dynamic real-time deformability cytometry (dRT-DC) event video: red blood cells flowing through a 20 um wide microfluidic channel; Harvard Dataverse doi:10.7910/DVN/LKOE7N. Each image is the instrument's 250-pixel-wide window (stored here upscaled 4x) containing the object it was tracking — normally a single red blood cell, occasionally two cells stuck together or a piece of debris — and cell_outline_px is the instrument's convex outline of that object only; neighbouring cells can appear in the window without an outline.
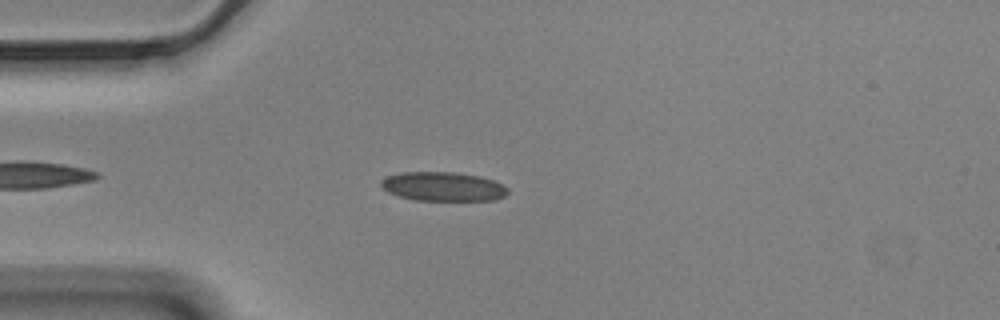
{"species": "Egyptian fruit bat (a non-hibernating species)", "species_latin": "Rousettus aegyptiacus", "temperature_condition": "cold", "stored_images_in_passage": 33, "camera_frame_rate_fps": 3000, "um_per_image_px": 0.085, "animal": {"sex": "male"}, "frame": {"image": 1, "passage_image": 7, "time_ms": 2.0, "image_size_px": [1000, 320], "cell_outline_px": [[508, 192], [504, 196], [492, 200], [416, 200], [400, 196], [388, 192], [380, 184], [380, 180], [388, 176], [400, 172], [456, 172], [480, 176], [492, 180], [508, 188]], "centroid_in_image_um": [37.64, 15.84], "position_along_channel_um": 47.4, "area_um2": 21.33}}
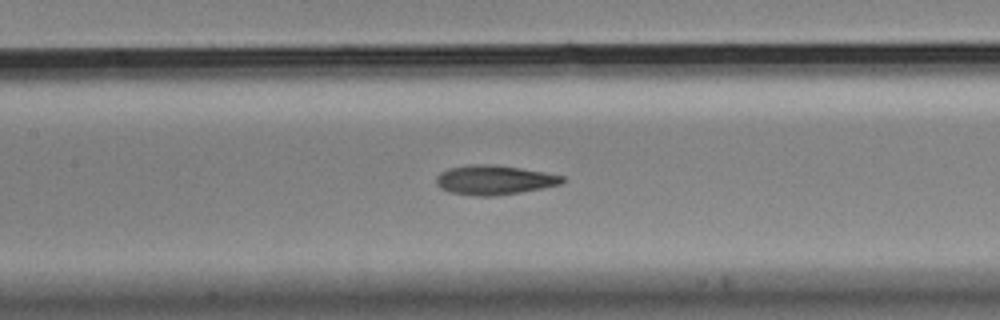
{"frame": {"image": 2, "passage_image": 14, "time_ms": 4.333, "image_size_px": [1000, 320], "cell_outline_px": [[568, 180], [560, 184], [520, 192], [496, 196], [476, 196], [448, 192], [440, 188], [436, 184], [436, 176], [440, 172], [448, 168], [468, 164], [496, 164], [544, 172], [564, 176]], "centroid_in_image_um": [41.98, 15.29], "position_along_channel_um": 165.4, "area_um2": 21.85}}
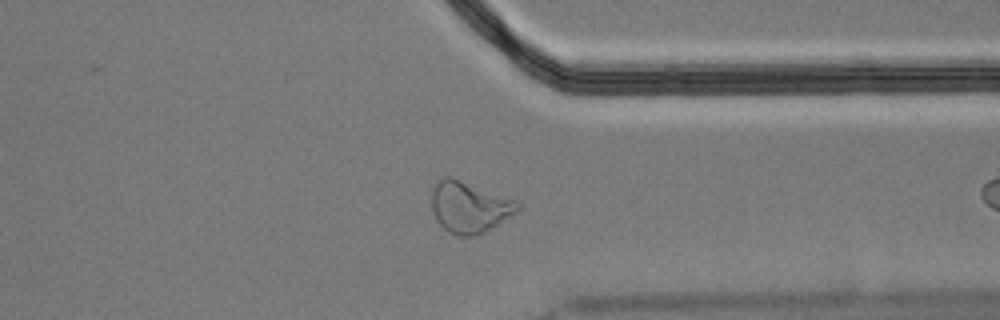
{"frame": {"image": 3, "passage_image": 32, "time_ms": 10.333, "image_size_px": [1000, 320], "cell_outline_px": [[520, 208], [516, 212], [484, 232], [476, 236], [456, 236], [448, 232], [436, 220], [432, 212], [432, 188], [444, 176], [448, 176], [460, 180], [516, 200], [520, 204]], "centroid_in_image_um": [39.87, 17.62], "position_along_channel_um": 371.5, "area_um2": 25.37}}